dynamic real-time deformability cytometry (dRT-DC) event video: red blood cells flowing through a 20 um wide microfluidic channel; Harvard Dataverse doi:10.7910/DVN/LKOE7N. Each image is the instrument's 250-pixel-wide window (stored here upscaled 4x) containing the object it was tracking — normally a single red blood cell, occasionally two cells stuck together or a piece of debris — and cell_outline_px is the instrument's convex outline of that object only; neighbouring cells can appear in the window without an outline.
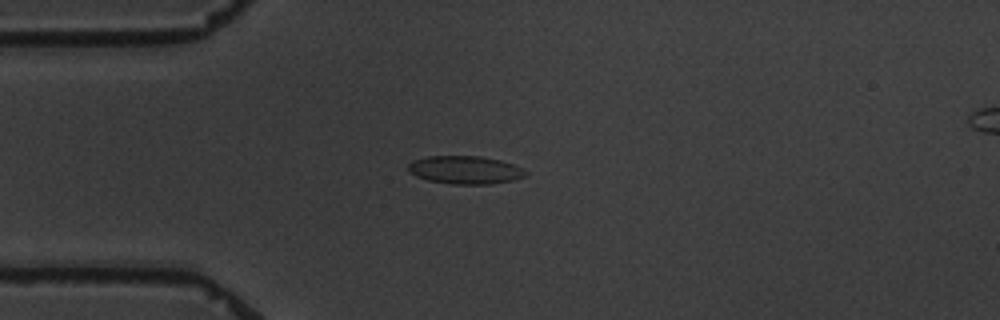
{"species": "common noctule bat (a hibernating species)", "species_latin": "Nyctalus noctula", "temperature_condition": "warm", "stored_images_in_passage": 8, "camera_frame_rate_fps": 3000, "um_per_image_px": 0.085, "animal": {"sex": "male", "body_mass_g": 19.5, "forearm_length_mm": 54.6}, "frame": {"image": 1, "passage_image": 5, "time_ms": 4.667, "image_size_px": [1000, 320], "cell_outline_px": [[528, 172], [524, 176], [512, 180], [488, 184], [452, 184], [428, 180], [416, 176], [408, 172], [408, 164], [416, 160], [428, 156], [480, 156], [500, 160], [524, 168]], "centroid_in_image_um": [39.54, 14.44], "position_along_channel_um": 45.5, "area_um2": 19.07}}
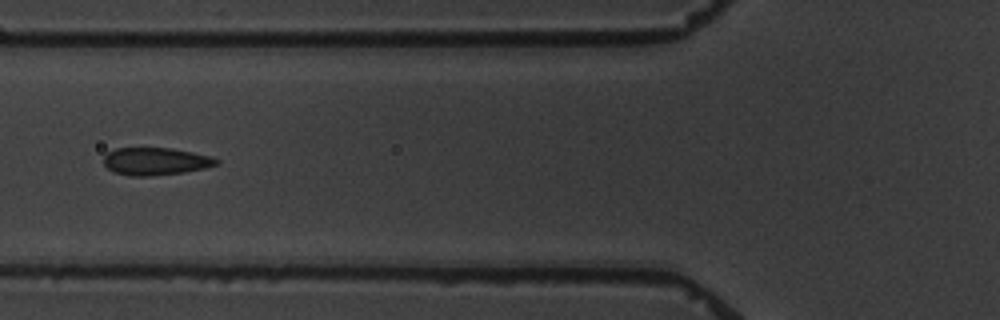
{"frame": {"image": 2, "passage_image": 7, "time_ms": 7.0, "image_size_px": [1000, 320], "cell_outline_px": [[220, 164], [204, 168], [184, 172], [152, 176], [128, 176], [116, 172], [108, 168], [104, 164], [104, 156], [108, 152], [116, 148], [172, 148], [212, 156], [220, 160]], "centroid_in_image_um": [13.26, 13.71], "position_along_channel_um": 112.5, "area_um2": 18.15}}
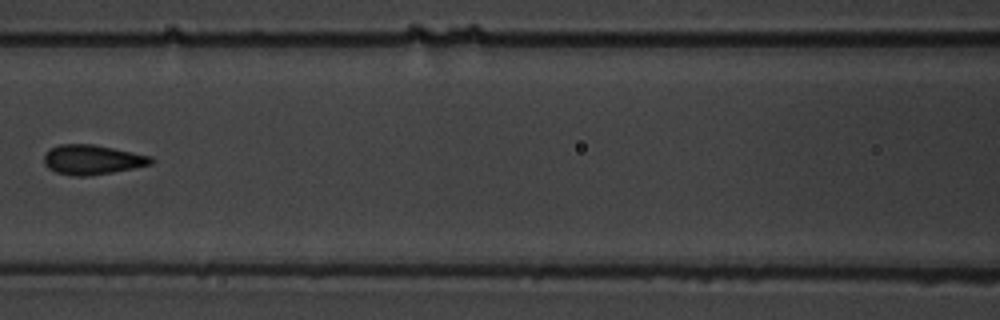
{"frame": {"image": 3, "passage_image": 8, "time_ms": 8.333, "image_size_px": [1000, 320], "cell_outline_px": [[156, 160], [152, 164], [92, 176], [72, 176], [56, 172], [48, 168], [44, 164], [44, 156], [52, 148], [60, 144], [92, 144], [152, 156]], "centroid_in_image_um": [7.86, 13.58], "position_along_channel_um": 158.7, "area_um2": 18.44}}